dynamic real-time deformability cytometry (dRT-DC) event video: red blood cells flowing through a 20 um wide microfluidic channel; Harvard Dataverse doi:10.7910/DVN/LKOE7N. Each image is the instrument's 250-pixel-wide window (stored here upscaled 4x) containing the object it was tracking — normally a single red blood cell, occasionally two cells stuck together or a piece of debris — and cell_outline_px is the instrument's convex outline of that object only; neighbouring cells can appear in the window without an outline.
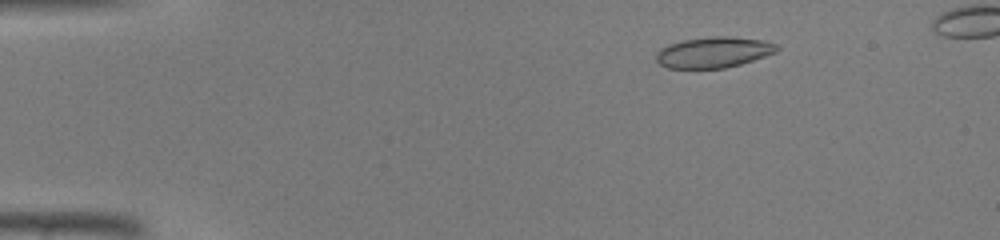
{"species": "common noctule bat (a hibernating species)", "species_latin": "Nyctalus noctula", "temperature_condition": "warm", "stored_images_in_passage": 44, "camera_frame_rate_fps": 3000, "um_per_image_px": 0.085, "animal": {"sex": "male", "body_mass_g": 19.0, "forearm_length_mm": 50.8}, "frame": {"image": 1, "passage_image": 7, "time_ms": 2.0, "image_size_px": [1000, 240], "cell_outline_px": [[780, 48], [776, 52], [740, 64], [724, 68], [668, 68], [660, 64], [656, 60], [656, 52], [660, 48], [668, 44], [684, 40], [712, 36], [728, 36], [764, 40], [776, 44]], "centroid_in_image_um": [60.64, 4.44], "position_along_channel_um": 24.4, "area_um2": 21.62}}
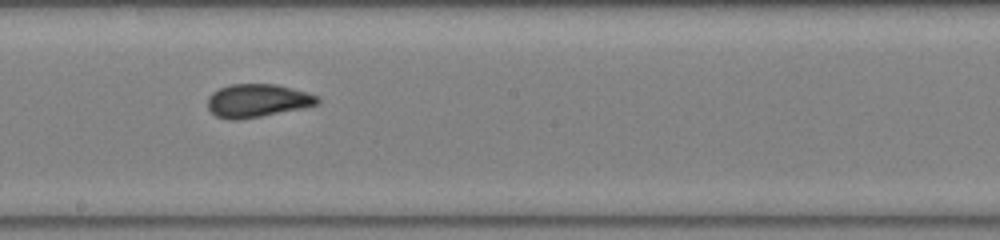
{"frame": {"image": 2, "passage_image": 26, "time_ms": 8.333, "image_size_px": [1000, 240], "cell_outline_px": [[320, 100], [316, 104], [304, 108], [260, 116], [236, 120], [228, 120], [216, 116], [208, 108], [208, 96], [212, 92], [228, 84], [276, 84], [292, 88], [320, 96]], "centroid_in_image_um": [21.87, 8.55], "position_along_channel_um": 226.3, "area_um2": 21.27}}
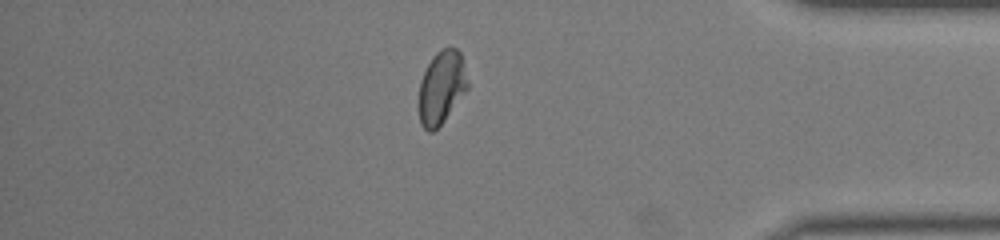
{"frame": {"image": 3, "passage_image": 39, "time_ms": 12.667, "image_size_px": [1000, 240], "cell_outline_px": [[468, 88], [444, 120], [432, 132], [428, 132], [420, 124], [420, 80], [432, 56], [436, 52], [444, 48], [456, 48], [460, 52], [468, 84]], "centroid_in_image_um": [37.52, 7.42], "position_along_channel_um": 397.7, "area_um2": 20.29}}